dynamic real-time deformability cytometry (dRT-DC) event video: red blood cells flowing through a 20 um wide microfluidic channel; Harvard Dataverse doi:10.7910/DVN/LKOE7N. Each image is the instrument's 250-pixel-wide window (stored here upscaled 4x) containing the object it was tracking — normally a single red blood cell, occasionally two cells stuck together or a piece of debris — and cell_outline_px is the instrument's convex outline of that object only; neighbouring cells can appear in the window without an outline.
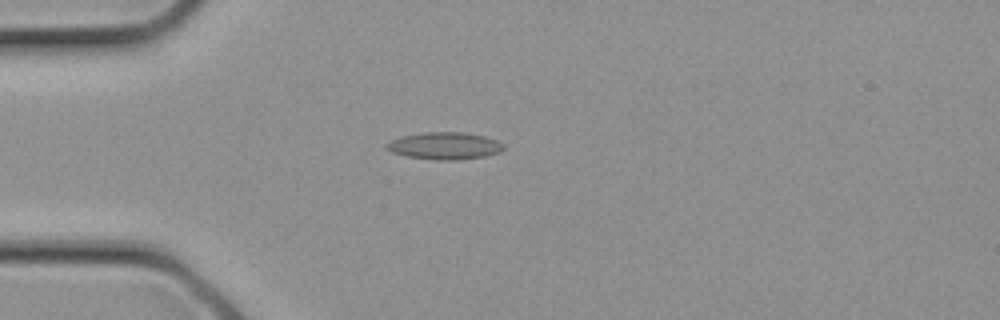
{"species": "common noctule bat (a hibernating species)", "species_latin": "Nyctalus noctula", "temperature_condition": "cold", "stored_images_in_passage": 4, "camera_frame_rate_fps": 3000, "um_per_image_px": 0.085, "animal": {"sex": "female", "body_mass_g": 21.9}, "frame": {"image": 1, "passage_image": 3, "time_ms": 0.667, "image_size_px": [1000, 320], "cell_outline_px": [[504, 148], [500, 152], [484, 156], [456, 160], [432, 160], [408, 156], [392, 152], [384, 148], [384, 144], [400, 136], [424, 132], [464, 132], [484, 136], [496, 140], [504, 144]], "centroid_in_image_um": [37.77, 12.39], "position_along_channel_um": 47.2, "area_um2": 18.61}}